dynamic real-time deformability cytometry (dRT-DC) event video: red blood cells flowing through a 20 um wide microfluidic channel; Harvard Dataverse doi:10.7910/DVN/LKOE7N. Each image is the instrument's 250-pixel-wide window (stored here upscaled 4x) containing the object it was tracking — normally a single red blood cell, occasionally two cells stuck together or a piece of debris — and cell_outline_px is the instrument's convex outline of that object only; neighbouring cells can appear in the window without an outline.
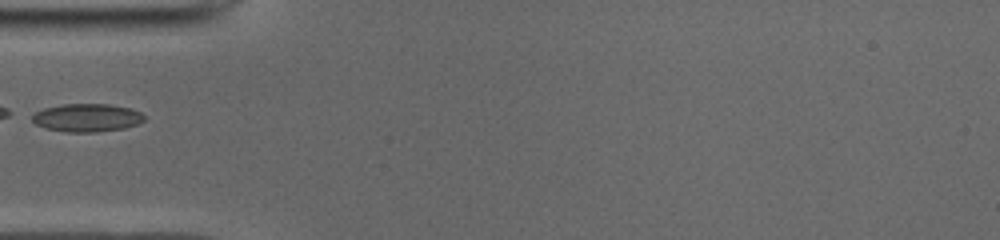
{"species": "common noctule bat (a hibernating species)", "species_latin": "Nyctalus noctula", "temperature_condition": "cold", "stored_images_in_passage": 34, "camera_frame_rate_fps": 3000, "um_per_image_px": 0.085, "animal": {"sex": "male", "body_mass_g": 19.0, "forearm_length_mm": 50.8}, "frame": {"image": 1, "passage_image": 1, "time_ms": 0.0, "image_size_px": [1000, 240], "cell_outline_px": [[144, 120], [136, 124], [124, 128], [96, 132], [64, 132], [48, 128], [36, 124], [32, 120], [32, 116], [36, 112], [44, 108], [64, 104], [108, 104], [132, 108], [140, 112], [144, 116]], "centroid_in_image_um": [7.4, 10.0], "position_along_channel_um": 77.6, "area_um2": 18.21}}